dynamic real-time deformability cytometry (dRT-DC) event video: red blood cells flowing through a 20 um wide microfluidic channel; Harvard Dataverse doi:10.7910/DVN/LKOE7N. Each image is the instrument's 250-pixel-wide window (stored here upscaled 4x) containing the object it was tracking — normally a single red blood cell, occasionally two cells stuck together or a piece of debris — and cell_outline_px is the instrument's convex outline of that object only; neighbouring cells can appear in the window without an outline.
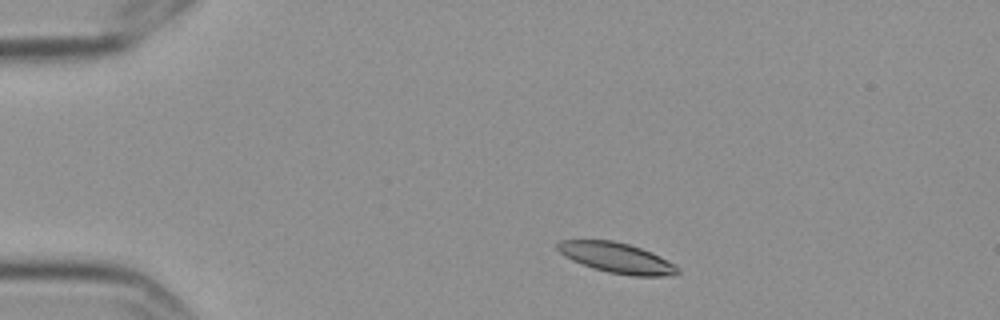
{"species": "Egyptian fruit bat (a non-hibernating species)", "species_latin": "Rousettus aegyptiacus", "temperature_condition": "cold", "stored_images_in_passage": 3, "camera_frame_rate_fps": 3000, "um_per_image_px": 0.085, "frame": {"image": 1, "passage_image": 2, "time_ms": 0.333, "image_size_px": [1000, 320], "cell_outline_px": [[680, 272], [676, 276], [632, 276], [608, 272], [592, 268], [572, 260], [560, 252], [556, 248], [556, 244], [560, 240], [612, 240], [628, 244], [652, 252], [660, 256], [680, 268]], "centroid_in_image_um": [52.45, 21.93], "position_along_channel_um": 32.5, "area_um2": 21.27}}